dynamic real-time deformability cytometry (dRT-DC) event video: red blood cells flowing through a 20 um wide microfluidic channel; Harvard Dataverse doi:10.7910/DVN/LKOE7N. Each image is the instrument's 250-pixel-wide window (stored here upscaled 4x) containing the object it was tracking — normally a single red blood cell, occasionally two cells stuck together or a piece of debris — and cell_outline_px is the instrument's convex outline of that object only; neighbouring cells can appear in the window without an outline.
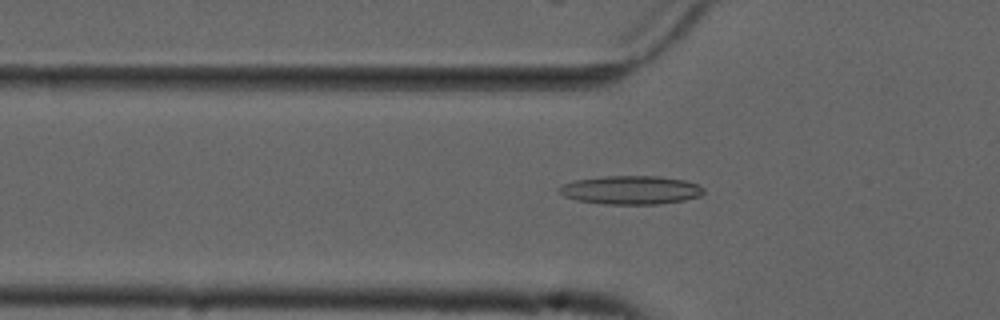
{"species": "common noctule bat (a hibernating species)", "species_latin": "Nyctalus noctula", "temperature_condition": "cold", "stored_images_in_passage": 53, "camera_frame_rate_fps": 3000, "um_per_image_px": 0.085, "animal": {"sex": "male", "forearm_length_mm": 52.5}, "frame": {"image": 1, "passage_image": 18, "time_ms": 5.667, "image_size_px": [1000, 320], "cell_outline_px": [[704, 192], [700, 196], [684, 200], [660, 204], [604, 204], [576, 200], [564, 196], [556, 188], [564, 184], [576, 180], [604, 176], [656, 176], [684, 180], [696, 184], [704, 188]], "centroid_in_image_um": [53.61, 16.15], "position_along_channel_um": 72.2, "area_um2": 23.99}}
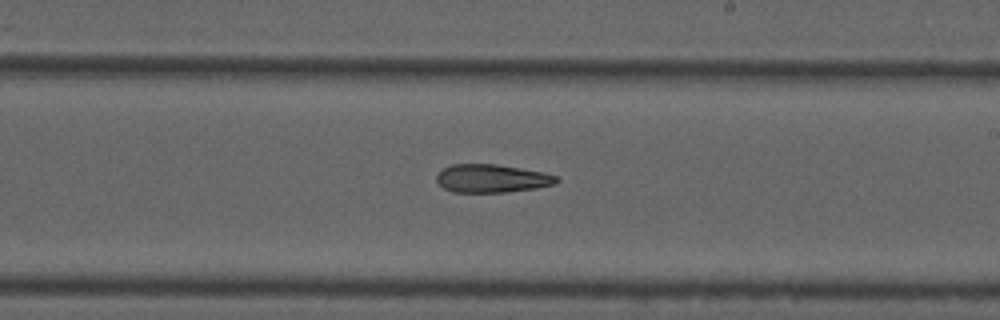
{"frame": {"image": 2, "passage_image": 32, "time_ms": 10.333, "image_size_px": [1000, 320], "cell_outline_px": [[560, 180], [556, 184], [536, 188], [504, 192], [452, 192], [444, 188], [436, 180], [436, 176], [444, 168], [452, 164], [496, 164], [544, 172], [556, 176]], "centroid_in_image_um": [41.82, 15.17], "position_along_channel_um": 247.2, "area_um2": 19.65}}
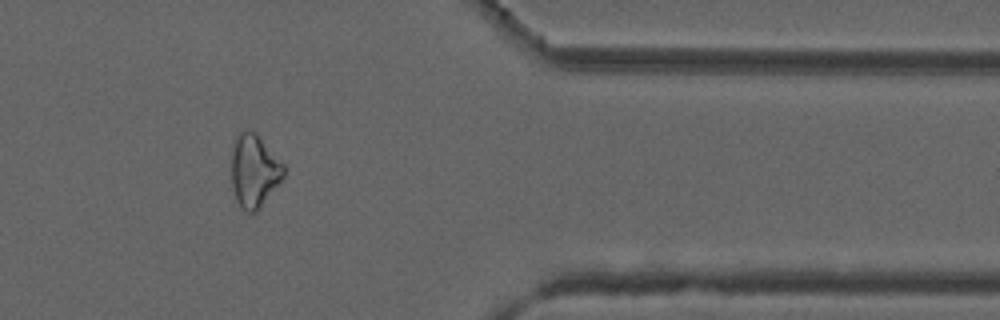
{"frame": {"image": 3, "passage_image": 45, "time_ms": 14.667, "image_size_px": [1000, 320], "cell_outline_px": [[284, 176], [260, 208], [256, 212], [244, 212], [240, 208], [236, 200], [232, 184], [232, 140], [244, 128], [256, 132], [284, 164]], "centroid_in_image_um": [21.58, 14.5], "position_along_channel_um": 389.8, "area_um2": 22.43}, "authors_computed_cell_mechanics": {"area_um2": 21.5594, "velocity_mm_per_s": 3.748, "shape_relaxation_time_tau1_ms": null, "shape_relaxation_time_tau2_ms": 7.3066, "deformation_change_tau1": null, "deformation_change_tau2": 0.204}}